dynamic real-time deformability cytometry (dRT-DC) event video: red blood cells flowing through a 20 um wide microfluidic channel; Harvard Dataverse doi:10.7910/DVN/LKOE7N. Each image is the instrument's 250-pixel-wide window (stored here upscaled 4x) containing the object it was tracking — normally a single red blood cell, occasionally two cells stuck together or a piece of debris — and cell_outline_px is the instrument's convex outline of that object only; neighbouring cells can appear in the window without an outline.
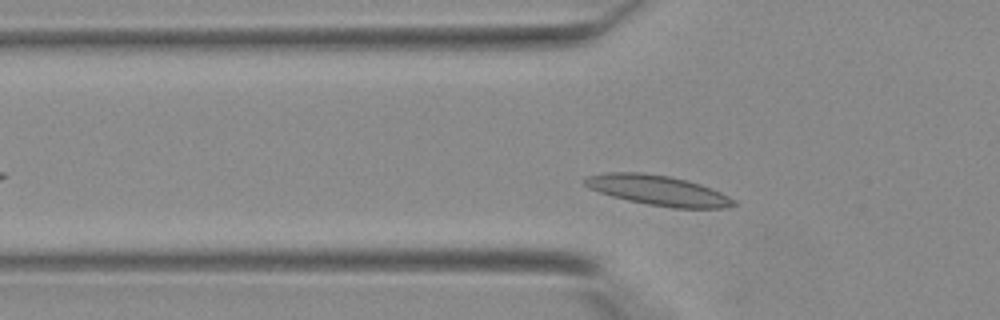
{"species": "Egyptian fruit bat (a non-hibernating species)", "species_latin": "Rousettus aegyptiacus", "temperature_condition": "warm", "stored_images_in_passage": 27, "camera_frame_rate_fps": 3000, "um_per_image_px": 0.085, "animal": {"sex": "female"}, "frame": {"image": 1, "passage_image": 6, "time_ms": 1.667, "image_size_px": [1000, 320], "cell_outline_px": [[740, 204], [724, 208], [672, 208], [648, 204], [628, 200], [612, 196], [588, 188], [584, 184], [584, 180], [588, 176], [604, 172], [644, 172], [668, 176], [700, 184], [712, 188], [736, 200]], "centroid_in_image_um": [55.95, 16.18], "position_along_channel_um": 69.8, "area_um2": 26.07}}
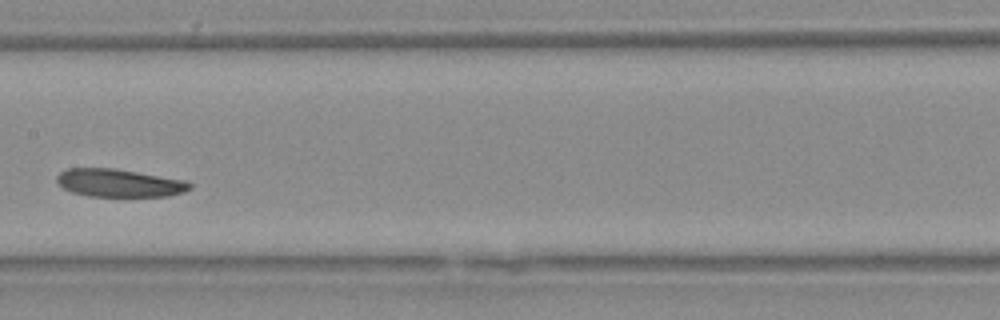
{"frame": {"image": 2, "passage_image": 14, "time_ms": 4.333, "image_size_px": [1000, 320], "cell_outline_px": [[192, 188], [184, 192], [168, 196], [88, 196], [72, 192], [64, 188], [56, 180], [56, 176], [60, 172], [68, 168], [112, 168], [184, 180], [192, 184]], "centroid_in_image_um": [10.12, 15.55], "position_along_channel_um": 197.3, "area_um2": 21.44}}
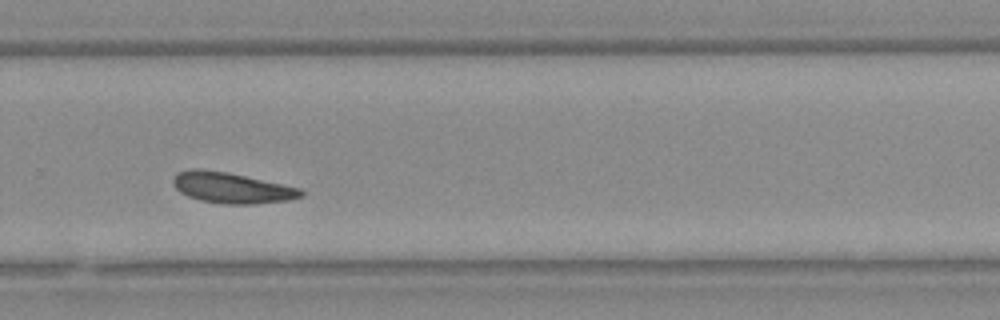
{"frame": {"image": 3, "passage_image": 21, "time_ms": 6.667, "image_size_px": [1000, 320], "cell_outline_px": [[304, 196], [288, 200], [252, 204], [224, 204], [200, 200], [188, 196], [180, 192], [172, 184], [172, 176], [176, 172], [188, 168], [204, 168], [228, 172], [300, 188], [304, 192]], "centroid_in_image_um": [19.63, 15.94], "position_along_channel_um": 310.2, "area_um2": 23.18}}